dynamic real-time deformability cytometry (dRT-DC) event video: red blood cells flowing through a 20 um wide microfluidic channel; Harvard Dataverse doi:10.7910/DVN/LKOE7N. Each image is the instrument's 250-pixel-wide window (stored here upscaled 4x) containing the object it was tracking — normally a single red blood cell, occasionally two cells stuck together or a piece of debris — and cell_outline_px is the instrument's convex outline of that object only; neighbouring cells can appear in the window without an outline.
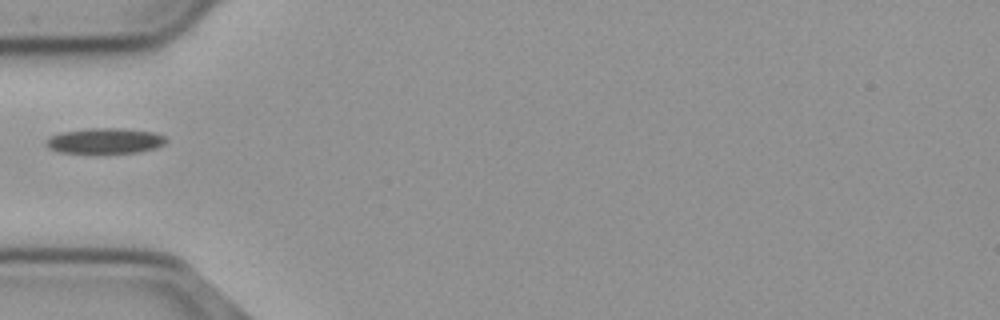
{"species": "common noctule bat (a hibernating species)", "species_latin": "Nyctalus noctula", "temperature_condition": "cold", "stored_images_in_passage": 38, "camera_frame_rate_fps": 3000, "um_per_image_px": 0.085, "animal": {"sex": "male", "body_mass_g": 23.1, "forearm_length_mm": 52.7}, "frame": {"image": 1, "passage_image": 1, "time_ms": 0.0, "image_size_px": [1000, 320], "cell_outline_px": [[168, 140], [164, 144], [156, 148], [136, 152], [60, 152], [48, 148], [44, 144], [52, 136], [60, 132], [88, 128], [120, 128], [152, 132], [164, 136]], "centroid_in_image_um": [8.93, 11.96], "position_along_channel_um": 76.1, "area_um2": 17.51}}
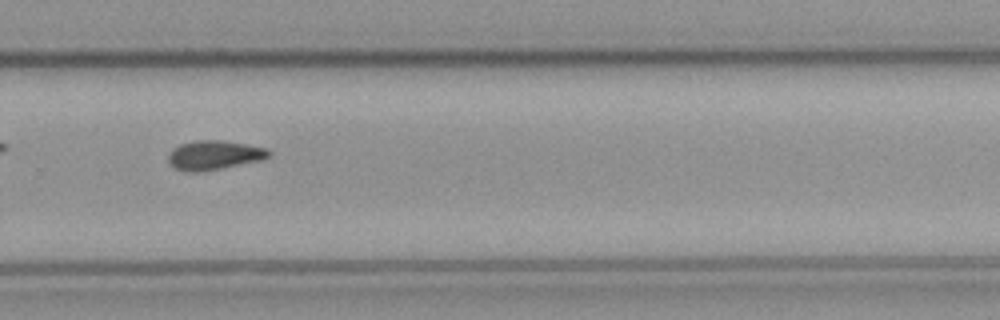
{"frame": {"image": 2, "passage_image": 20, "time_ms": 6.333, "image_size_px": [1000, 320], "cell_outline_px": [[272, 156], [264, 160], [200, 172], [184, 172], [168, 164], [168, 156], [172, 148], [180, 144], [192, 140], [220, 140], [268, 148], [272, 152]], "centroid_in_image_um": [18.21, 13.19], "position_along_channel_um": 311.6, "area_um2": 17.46}}
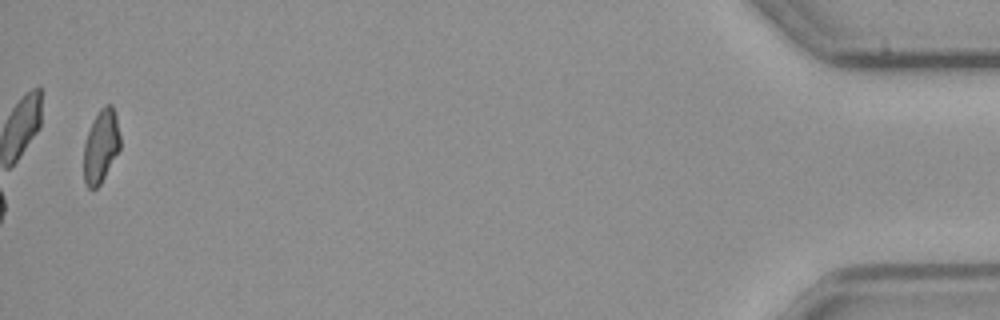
{"frame": {"image": 3, "passage_image": 37, "time_ms": 12.0, "image_size_px": [1000, 320], "cell_outline_px": [[120, 148], [100, 184], [96, 188], [88, 188], [84, 184], [84, 144], [92, 120], [100, 108], [104, 104], [112, 104], [116, 116], [120, 136]], "centroid_in_image_um": [8.57, 12.4], "position_along_channel_um": 426.6, "area_um2": 15.49}}